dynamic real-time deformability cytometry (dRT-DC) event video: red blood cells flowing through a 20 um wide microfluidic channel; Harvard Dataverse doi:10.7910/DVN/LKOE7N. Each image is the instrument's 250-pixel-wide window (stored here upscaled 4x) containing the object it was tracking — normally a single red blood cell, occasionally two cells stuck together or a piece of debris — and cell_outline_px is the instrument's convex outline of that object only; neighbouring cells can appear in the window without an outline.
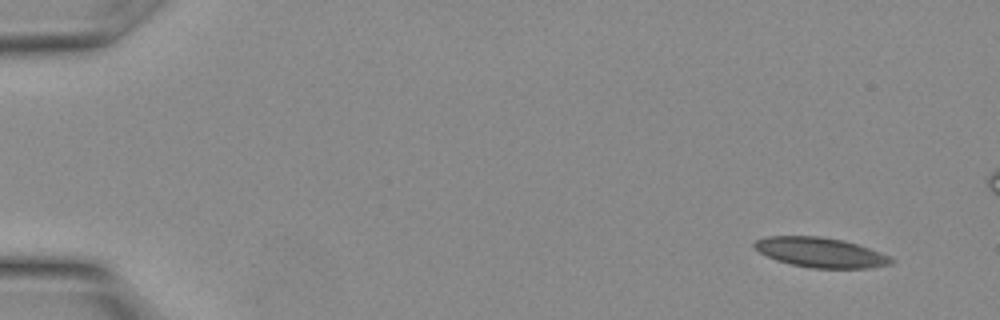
{"species": "Egyptian fruit bat (a non-hibernating species)", "species_latin": "Rousettus aegyptiacus", "temperature_condition": "warm", "stored_images_in_passage": 15, "camera_frame_rate_fps": 3000, "um_per_image_px": 0.085, "animal": {"sex": "female"}, "frame": {"image": 1, "passage_image": 2, "time_ms": 0.333, "image_size_px": [1000, 320], "cell_outline_px": [[892, 264], [872, 268], [812, 268], [792, 264], [776, 260], [752, 248], [752, 244], [756, 240], [768, 236], [820, 236], [844, 240], [868, 248], [888, 256], [892, 260]], "centroid_in_image_um": [69.7, 21.45], "position_along_channel_um": 15.3, "area_um2": 23.64}}
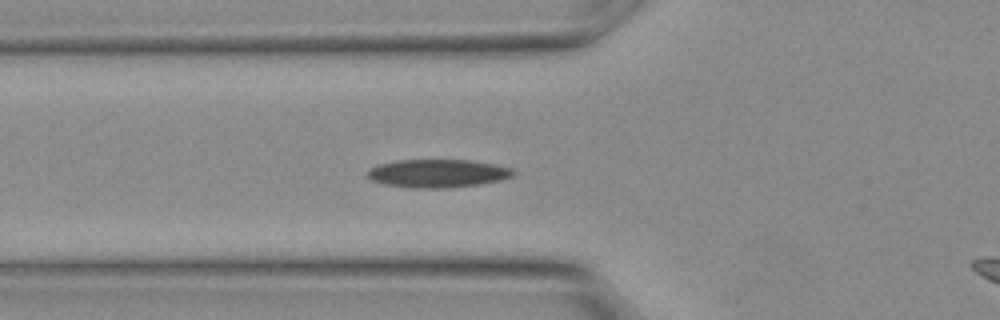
{"frame": {"image": 2, "passage_image": 11, "time_ms": 3.333, "image_size_px": [1000, 320], "cell_outline_px": [[516, 172], [512, 176], [500, 180], [480, 184], [448, 188], [412, 188], [388, 184], [372, 180], [368, 176], [368, 168], [380, 164], [400, 160], [468, 160], [492, 164], [512, 168]], "centroid_in_image_um": [37.22, 14.74], "position_along_channel_um": 88.6, "area_um2": 23.7}}
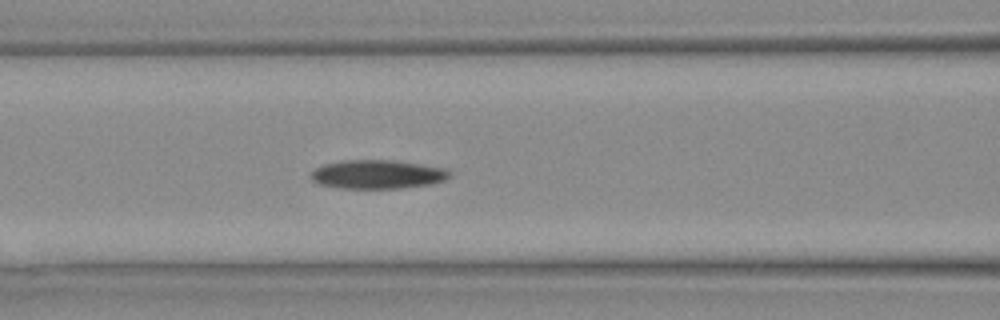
{"frame": {"image": 3, "passage_image": 13, "time_ms": 4.0, "image_size_px": [1000, 320], "cell_outline_px": [[452, 176], [444, 180], [432, 184], [400, 188], [340, 188], [320, 184], [312, 180], [308, 176], [316, 168], [324, 164], [340, 160], [392, 160], [420, 164], [444, 168], [452, 172]], "centroid_in_image_um": [32.09, 14.82], "position_along_channel_um": 134.5, "area_um2": 23.35}}